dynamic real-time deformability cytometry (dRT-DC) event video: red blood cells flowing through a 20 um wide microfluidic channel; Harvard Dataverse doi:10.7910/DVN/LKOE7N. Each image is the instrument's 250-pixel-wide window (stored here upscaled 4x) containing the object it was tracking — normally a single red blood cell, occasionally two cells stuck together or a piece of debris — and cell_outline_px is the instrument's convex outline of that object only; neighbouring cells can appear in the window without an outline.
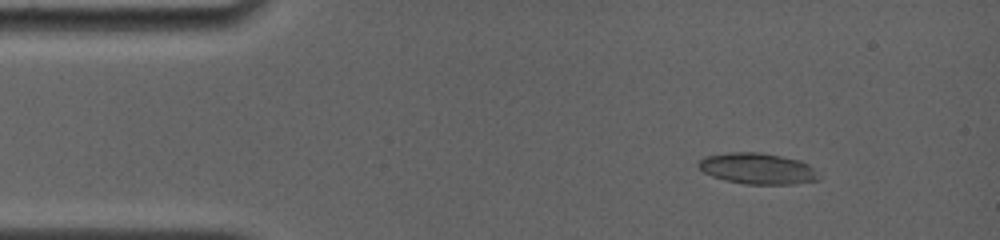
{"species": "common noctule bat (a hibernating species)", "species_latin": "Nyctalus noctula", "temperature_condition": "room temperature", "stored_images_in_passage": 16, "camera_frame_rate_fps": 4000, "um_per_image_px": 0.085, "animal": {"sex": "female", "body_mass_g": 19.0, "forearm_length_mm": 56.7}, "frame": {"image": 1, "passage_image": 5, "time_ms": 1.75, "image_size_px": [1000, 240], "cell_outline_px": [[820, 180], [796, 184], [744, 184], [724, 180], [712, 176], [704, 172], [696, 164], [704, 156], [728, 152], [760, 152], [800, 160], [808, 164], [820, 176]], "centroid_in_image_um": [64.38, 14.33], "position_along_channel_um": 20.6, "area_um2": 21.91}}
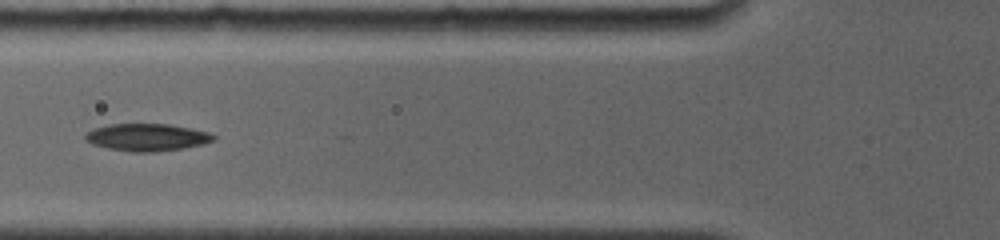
{"frame": {"image": 2, "passage_image": 14, "time_ms": 6.0, "image_size_px": [1000, 240], "cell_outline_px": [[216, 140], [204, 144], [180, 148], [152, 152], [132, 152], [108, 148], [92, 144], [84, 140], [84, 136], [92, 128], [108, 124], [168, 124], [192, 128], [208, 132], [216, 136]], "centroid_in_image_um": [12.48, 11.66], "position_along_channel_um": 113.3, "area_um2": 20.46}}
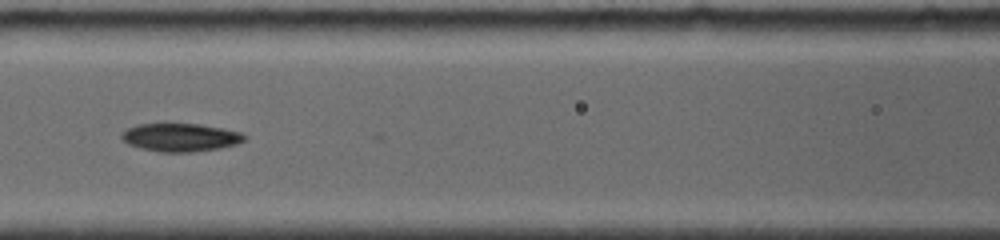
{"frame": {"image": 3, "passage_image": 15, "time_ms": 7.0, "image_size_px": [1000, 240], "cell_outline_px": [[248, 136], [244, 140], [236, 144], [216, 148], [192, 152], [160, 152], [140, 148], [128, 144], [120, 136], [120, 132], [136, 124], [200, 124], [224, 128], [244, 132]], "centroid_in_image_um": [15.34, 11.67], "position_along_channel_um": 151.3, "area_um2": 20.23}}